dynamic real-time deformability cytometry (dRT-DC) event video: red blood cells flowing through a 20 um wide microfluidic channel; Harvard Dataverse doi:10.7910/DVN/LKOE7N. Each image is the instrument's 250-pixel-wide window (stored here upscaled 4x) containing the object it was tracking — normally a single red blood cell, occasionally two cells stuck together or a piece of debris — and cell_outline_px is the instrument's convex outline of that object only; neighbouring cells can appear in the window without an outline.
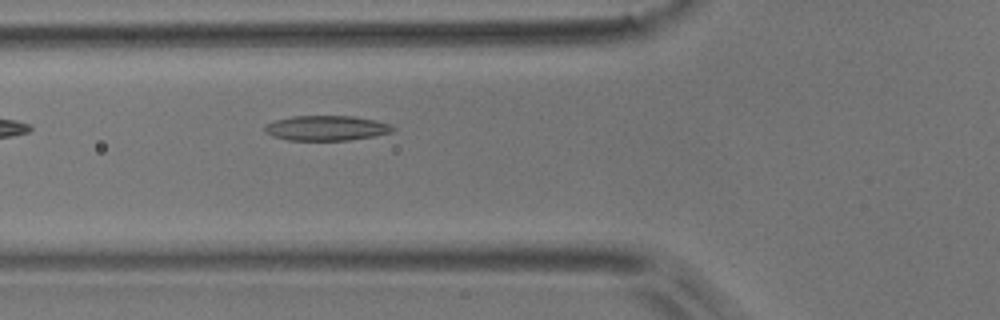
{"species": "common noctule bat (a hibernating species)", "species_latin": "Nyctalus noctula", "temperature_condition": "room temperature", "stored_images_in_passage": 5, "camera_frame_rate_fps": 3000, "um_per_image_px": 0.085, "animal": {"sex": "male", "body_mass_g": 17.9}, "frame": {"image": 1, "passage_image": 5, "time_ms": 1.333, "image_size_px": [1000, 320], "cell_outline_px": [[396, 128], [392, 132], [372, 136], [348, 140], [288, 140], [272, 136], [264, 132], [264, 124], [276, 120], [292, 116], [352, 116], [376, 120], [392, 124]], "centroid_in_image_um": [27.73, 10.88], "position_along_channel_um": 98.1, "area_um2": 18.73}}